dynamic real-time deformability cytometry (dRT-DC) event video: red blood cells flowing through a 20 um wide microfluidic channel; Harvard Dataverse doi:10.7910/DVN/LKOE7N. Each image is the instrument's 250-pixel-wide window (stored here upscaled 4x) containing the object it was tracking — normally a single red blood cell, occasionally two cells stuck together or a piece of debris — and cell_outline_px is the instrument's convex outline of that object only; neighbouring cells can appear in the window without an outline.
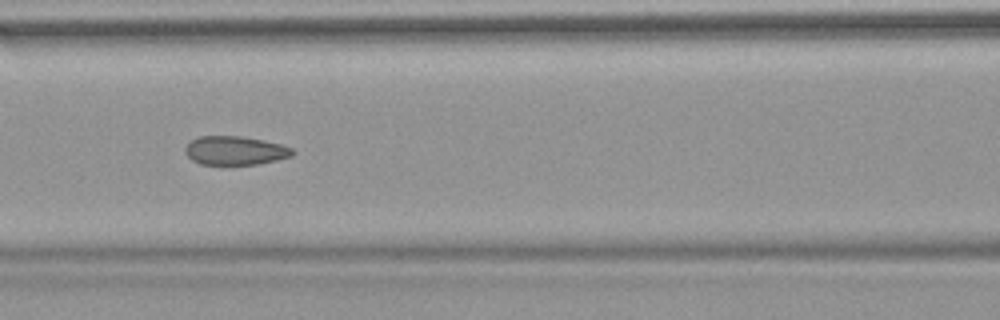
{"species": "common noctule bat (a hibernating species)", "species_latin": "Nyctalus noctula", "temperature_condition": "warm", "stored_images_in_passage": 54, "camera_frame_rate_fps": 3000, "um_per_image_px": 0.085, "animal": {"sex": "female", "body_mass_g": 18.4}, "frame": {"image": 1, "passage_image": 24, "time_ms": 7.667, "image_size_px": [1000, 320], "cell_outline_px": [[296, 152], [292, 156], [276, 160], [256, 164], [200, 164], [192, 160], [184, 152], [184, 148], [192, 140], [200, 136], [240, 136], [264, 140], [280, 144], [292, 148]], "centroid_in_image_um": [19.99, 12.79], "position_along_channel_um": 146.6, "area_um2": 17.92}, "authors_computed_cell_mechanics": {"area_um2": 18.8717, "velocity_mm_per_s": 3.8285, "shape_relaxation_time_tau1_ms": null, "shape_relaxation_time_tau2_ms": 1.3527, "deformation_change_tau1": null, "deformation_change_tau2": 0.0538}}